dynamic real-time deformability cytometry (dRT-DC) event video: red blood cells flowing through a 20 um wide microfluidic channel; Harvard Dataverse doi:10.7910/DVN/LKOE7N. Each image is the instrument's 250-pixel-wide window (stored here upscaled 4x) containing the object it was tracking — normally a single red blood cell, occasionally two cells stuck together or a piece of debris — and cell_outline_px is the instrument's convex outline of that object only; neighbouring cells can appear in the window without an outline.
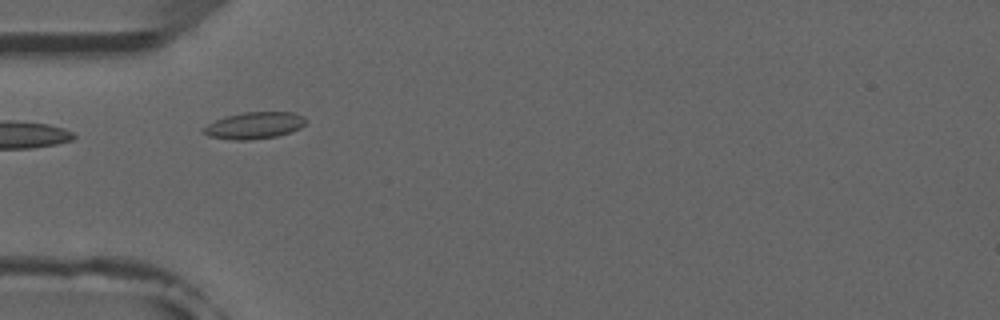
{"species": "common noctule bat (a hibernating species)", "species_latin": "Nyctalus noctula", "temperature_condition": "room temperature", "stored_images_in_passage": 2, "camera_frame_rate_fps": 3000, "um_per_image_px": 0.085, "animal": {"sex": "male", "forearm_length_mm": 52.5}, "frame": {"image": 1, "passage_image": 1, "time_ms": 0.0, "image_size_px": [1000, 320], "cell_outline_px": [[308, 120], [300, 128], [276, 136], [252, 140], [232, 140], [208, 136], [200, 132], [200, 128], [224, 116], [244, 112], [292, 112], [304, 116]], "centroid_in_image_um": [21.57, 10.66], "position_along_channel_um": 63.4, "area_um2": 16.13}}
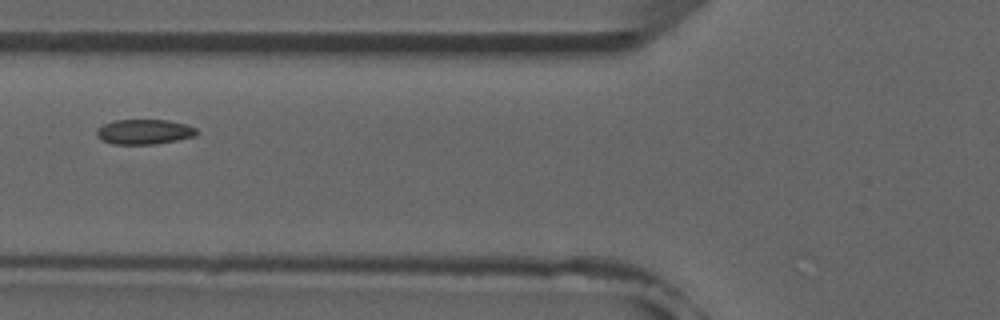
{"frame": {"image": 2, "passage_image": 2, "time_ms": 1.333, "image_size_px": [1000, 320], "cell_outline_px": [[196, 136], [156, 144], [112, 144], [100, 140], [96, 136], [96, 128], [112, 120], [168, 120], [188, 124], [196, 128]], "centroid_in_image_um": [12.22, 11.2], "position_along_channel_um": 113.6, "area_um2": 14.74}}